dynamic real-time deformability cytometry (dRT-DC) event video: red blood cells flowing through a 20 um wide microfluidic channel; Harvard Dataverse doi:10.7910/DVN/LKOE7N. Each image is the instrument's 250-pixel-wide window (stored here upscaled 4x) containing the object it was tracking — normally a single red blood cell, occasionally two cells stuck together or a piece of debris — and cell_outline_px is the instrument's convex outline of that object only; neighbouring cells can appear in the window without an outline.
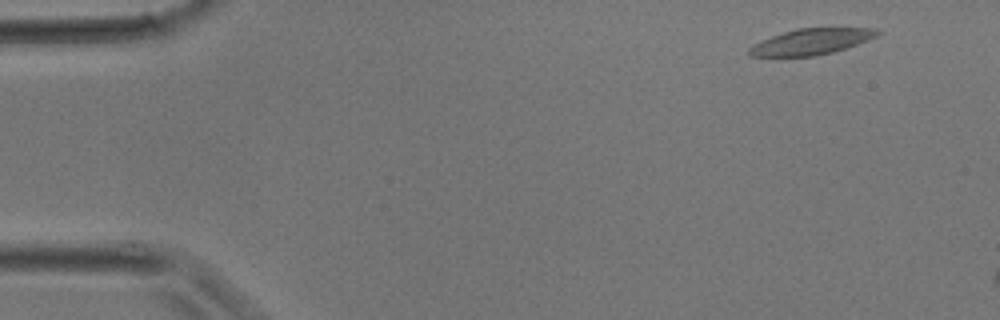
{"species": "common noctule bat (a hibernating species)", "species_latin": "Nyctalus noctula", "temperature_condition": "room temperature", "stored_images_in_passage": 2, "camera_frame_rate_fps": 3000, "um_per_image_px": 0.085, "animal": {"sex": "male", "body_mass_g": 17.9}, "frame": {"image": 1, "passage_image": 1, "time_ms": 0.0, "image_size_px": [1000, 320], "cell_outline_px": [[880, 32], [876, 36], [868, 40], [832, 52], [816, 56], [748, 56], [748, 48], [772, 36], [796, 28], [876, 28]], "centroid_in_image_um": [68.96, 3.54], "position_along_channel_um": 16.0, "area_um2": 19.02}}